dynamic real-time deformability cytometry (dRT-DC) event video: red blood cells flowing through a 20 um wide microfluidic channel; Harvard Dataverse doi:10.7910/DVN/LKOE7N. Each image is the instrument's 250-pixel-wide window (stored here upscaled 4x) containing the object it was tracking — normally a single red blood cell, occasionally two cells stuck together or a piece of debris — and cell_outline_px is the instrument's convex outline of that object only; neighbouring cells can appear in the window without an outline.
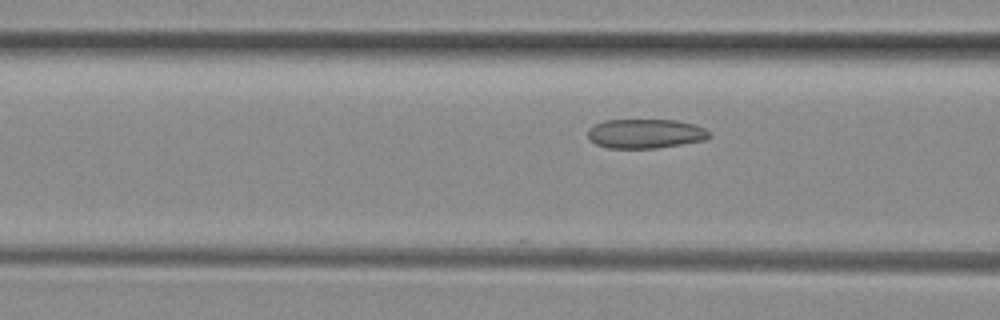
{"species": "common noctule bat (a hibernating species)", "species_latin": "Nyctalus noctula", "temperature_condition": "room temperature", "stored_images_in_passage": 5, "camera_frame_rate_fps": 3000, "um_per_image_px": 0.085, "animal": {"sex": "female", "body_mass_g": 29.2, "forearm_length_mm": 56.3}, "frame": {"image": 1, "passage_image": 5, "time_ms": 1.333, "image_size_px": [1000, 320], "cell_outline_px": [[712, 136], [704, 140], [656, 148], [608, 148], [596, 144], [588, 136], [588, 128], [604, 120], [676, 120], [696, 124], [712, 132]], "centroid_in_image_um": [54.89, 11.35], "position_along_channel_um": 111.7, "area_um2": 20.81}}